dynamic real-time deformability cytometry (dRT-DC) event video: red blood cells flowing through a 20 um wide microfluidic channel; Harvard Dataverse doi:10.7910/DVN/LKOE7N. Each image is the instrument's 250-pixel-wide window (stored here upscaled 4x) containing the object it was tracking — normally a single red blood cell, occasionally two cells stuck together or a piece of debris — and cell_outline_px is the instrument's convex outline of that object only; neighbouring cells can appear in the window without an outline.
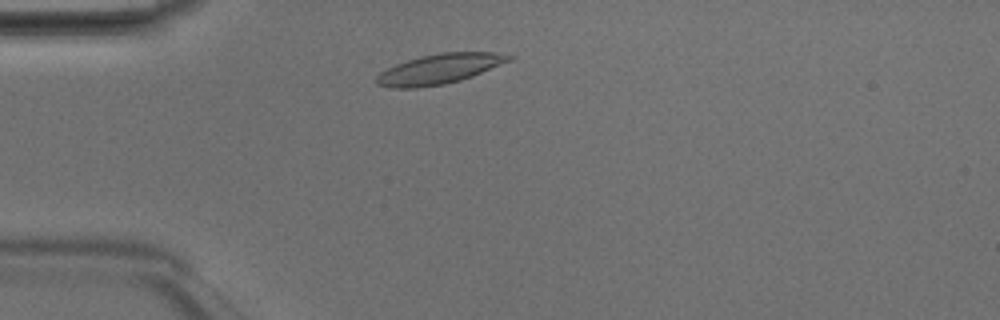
{"species": "Egyptian fruit bat (a non-hibernating species)", "species_latin": "Rousettus aegyptiacus", "temperature_condition": "room temperature", "stored_images_in_passage": 40, "camera_frame_rate_fps": 3000, "um_per_image_px": 0.085, "animal": {"sex": "male"}, "frame": {"image": 1, "passage_image": 5, "time_ms": 1.333, "image_size_px": [1000, 320], "cell_outline_px": [[516, 56], [512, 60], [472, 76], [460, 80], [444, 84], [416, 88], [392, 88], [376, 84], [376, 76], [380, 72], [396, 64], [420, 56], [440, 52], [492, 52]], "centroid_in_image_um": [37.35, 5.86], "position_along_channel_um": 47.6, "area_um2": 23.06}}
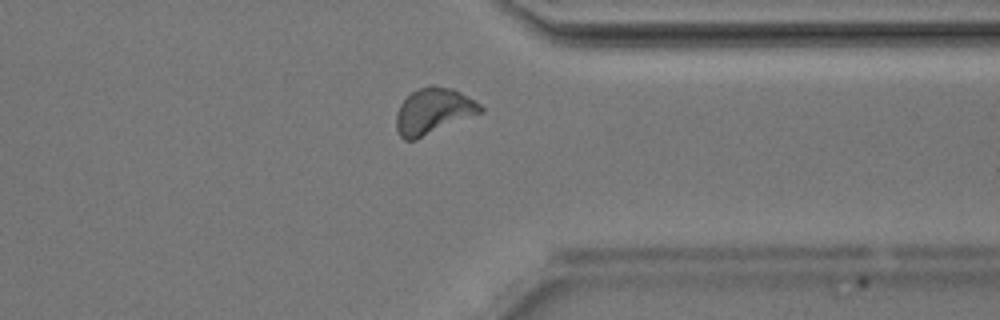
{"frame": {"image": 2, "passage_image": 30, "time_ms": 9.667, "image_size_px": [1000, 320], "cell_outline_px": [[484, 112], [416, 140], [404, 140], [400, 136], [396, 128], [396, 112], [400, 104], [412, 92], [420, 88], [432, 84], [452, 88], [460, 92], [480, 104], [484, 108]], "centroid_in_image_um": [36.84, 9.45], "position_along_channel_um": 374.6, "area_um2": 22.72}}
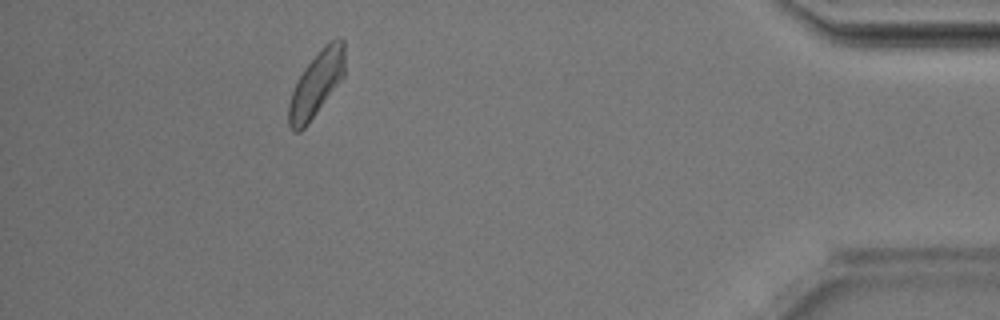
{"frame": {"image": 3, "passage_image": 36, "time_ms": 11.667, "image_size_px": [1000, 320], "cell_outline_px": [[344, 76], [308, 124], [300, 132], [292, 132], [288, 124], [288, 104], [292, 92], [304, 68], [332, 40], [344, 40]], "centroid_in_image_um": [26.86, 7.23], "position_along_channel_um": 408.3, "area_um2": 20.58}, "authors_computed_cell_mechanics": {"area_um2": 21.4727, "velocity_mm_per_s": 4.1561, "shape_relaxation_time_tau1_ms": 3.475, "shape_relaxation_time_tau2_ms": 3.2109, "deformation_change_tau1": 0.1101, "deformation_change_tau2": 0.091}}